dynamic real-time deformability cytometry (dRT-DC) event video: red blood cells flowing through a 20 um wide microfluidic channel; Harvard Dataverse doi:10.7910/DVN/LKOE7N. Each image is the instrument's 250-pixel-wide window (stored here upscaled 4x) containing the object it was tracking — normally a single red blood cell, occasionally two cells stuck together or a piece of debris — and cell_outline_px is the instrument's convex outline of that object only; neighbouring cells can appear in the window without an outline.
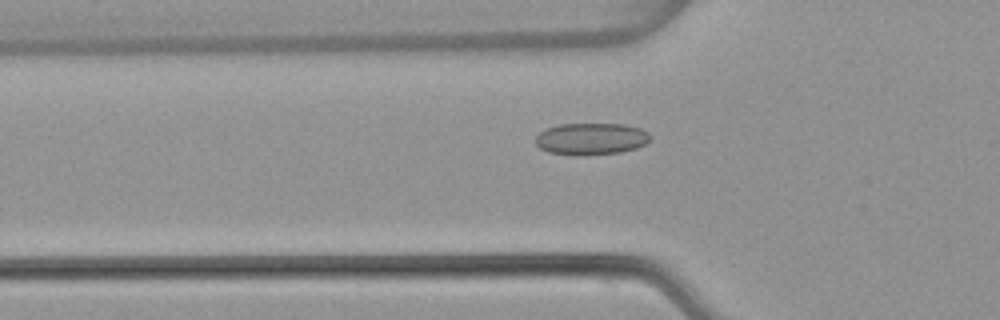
{"species": "common noctule bat (a hibernating species)", "species_latin": "Nyctalus noctula", "temperature_condition": "warm", "stored_images_in_passage": 53, "camera_frame_rate_fps": 3000, "um_per_image_px": 0.085, "animal": {"sex": "female", "body_mass_g": 22.7, "forearm_length_mm": 54.2}, "frame": {"image": 1, "passage_image": 18, "time_ms": 5.667, "image_size_px": [1000, 320], "cell_outline_px": [[652, 136], [644, 144], [636, 148], [620, 152], [584, 156], [572, 156], [548, 152], [540, 148], [536, 144], [536, 136], [540, 132], [548, 128], [560, 124], [624, 124], [640, 128], [648, 132]], "centroid_in_image_um": [50.24, 11.81], "position_along_channel_um": 75.6, "area_um2": 21.44}}
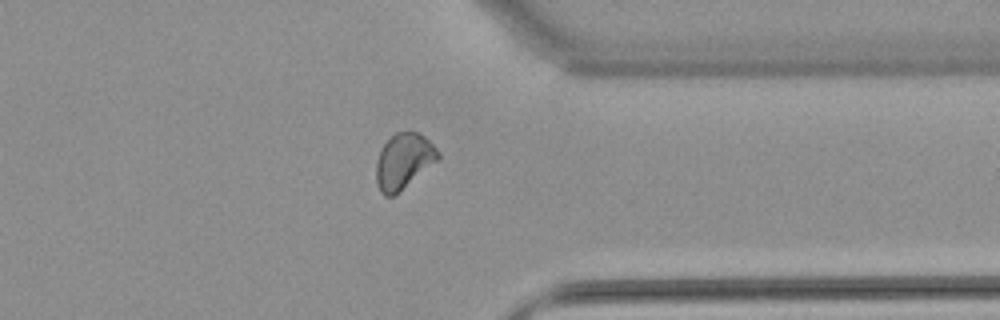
{"frame": {"image": 2, "passage_image": 42, "time_ms": 13.667, "image_size_px": [1000, 320], "cell_outline_px": [[440, 156], [436, 160], [392, 196], [384, 196], [380, 192], [376, 180], [376, 160], [380, 148], [396, 132], [420, 132], [440, 152]], "centroid_in_image_um": [34.26, 13.66], "position_along_channel_um": 377.1, "area_um2": 19.42}}
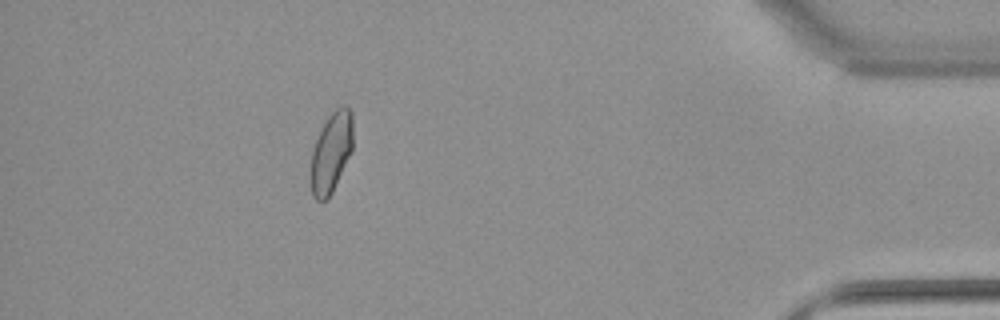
{"frame": {"image": 3, "passage_image": 48, "time_ms": 15.667, "image_size_px": [1000, 320], "cell_outline_px": [[352, 152], [332, 192], [324, 200], [316, 200], [312, 196], [308, 176], [312, 148], [324, 120], [336, 108], [344, 104], [352, 112]], "centroid_in_image_um": [28.11, 12.96], "position_along_channel_um": 407.1, "area_um2": 20.29}, "authors_computed_cell_mechanics": {"area_um2": 20.1144, "velocity_mm_per_s": 3.8278, "shape_relaxation_time_tau1_ms": null, "shape_relaxation_time_tau2_ms": 1.44, "deformation_change_tau1": null, "deformation_change_tau2": 0.0608}}